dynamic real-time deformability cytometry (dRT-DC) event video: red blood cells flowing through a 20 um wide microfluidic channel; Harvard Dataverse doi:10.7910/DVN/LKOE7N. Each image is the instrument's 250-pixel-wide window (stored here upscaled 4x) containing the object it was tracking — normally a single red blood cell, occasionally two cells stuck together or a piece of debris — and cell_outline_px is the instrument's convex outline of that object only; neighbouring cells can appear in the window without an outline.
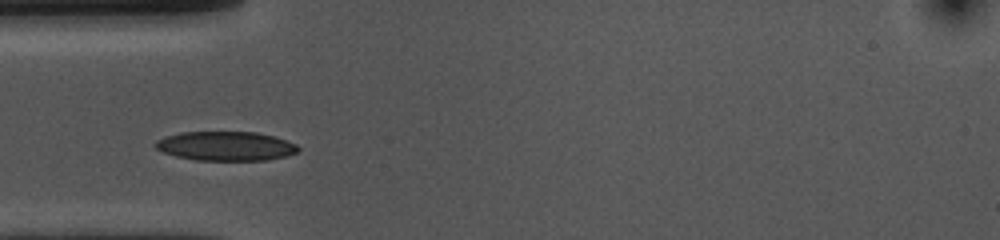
{"species": "common noctule bat (a hibernating species)", "species_latin": "Nyctalus noctula", "temperature_condition": "cold", "stored_images_in_passage": 28, "camera_frame_rate_fps": 3000, "um_per_image_px": 0.085, "animal": {"sex": "female", "body_mass_g": 10.0, "forearm_length_mm": 53.1}, "frame": {"image": 1, "passage_image": 1, "time_ms": 0.0, "image_size_px": [1000, 240], "cell_outline_px": [[300, 148], [296, 152], [284, 156], [268, 160], [196, 160], [176, 156], [164, 152], [156, 148], [152, 144], [156, 140], [180, 132], [256, 132], [272, 136], [296, 144]], "centroid_in_image_um": [19.16, 12.41], "position_along_channel_um": 65.8, "area_um2": 24.1}}
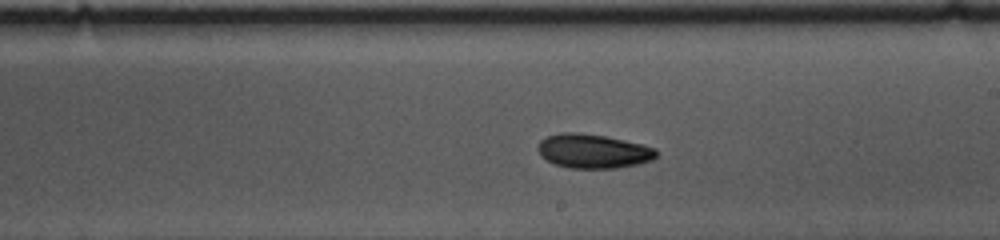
{"frame": {"image": 2, "passage_image": 15, "time_ms": 4.667, "image_size_px": [1000, 240], "cell_outline_px": [[660, 152], [652, 160], [636, 164], [616, 168], [568, 168], [556, 164], [540, 156], [536, 148], [540, 140], [544, 136], [560, 132], [580, 132], [604, 136], [624, 140], [656, 148]], "centroid_in_image_um": [50.38, 12.83], "position_along_channel_um": 238.6, "area_um2": 23.76}}
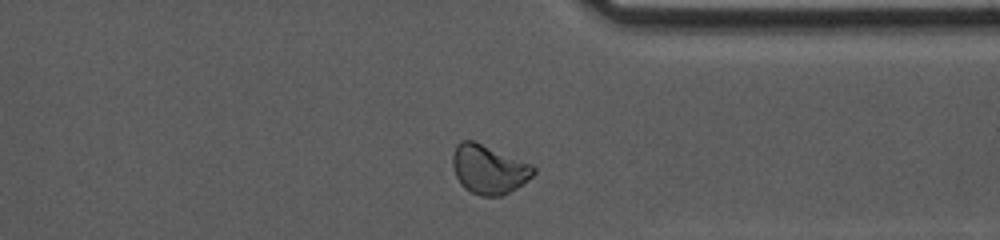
{"frame": {"image": 3, "passage_image": 26, "time_ms": 8.333, "image_size_px": [1000, 240], "cell_outline_px": [[536, 172], [532, 176], [516, 188], [500, 196], [480, 196], [464, 188], [460, 184], [456, 176], [452, 164], [452, 156], [456, 144], [460, 140], [472, 140], [532, 164], [536, 168]], "centroid_in_image_um": [41.52, 14.39], "position_along_channel_um": 369.9, "area_um2": 23.0}, "authors_computed_cell_mechanics": {"area_um2": 23.0622, "velocity_mm_per_s": 3.6883, "shape_relaxation_time_tau1_ms": 2.4087, "shape_relaxation_time_tau2_ms": null, "deformation_change_tau1": 0.0946, "deformation_change_tau2": null}}